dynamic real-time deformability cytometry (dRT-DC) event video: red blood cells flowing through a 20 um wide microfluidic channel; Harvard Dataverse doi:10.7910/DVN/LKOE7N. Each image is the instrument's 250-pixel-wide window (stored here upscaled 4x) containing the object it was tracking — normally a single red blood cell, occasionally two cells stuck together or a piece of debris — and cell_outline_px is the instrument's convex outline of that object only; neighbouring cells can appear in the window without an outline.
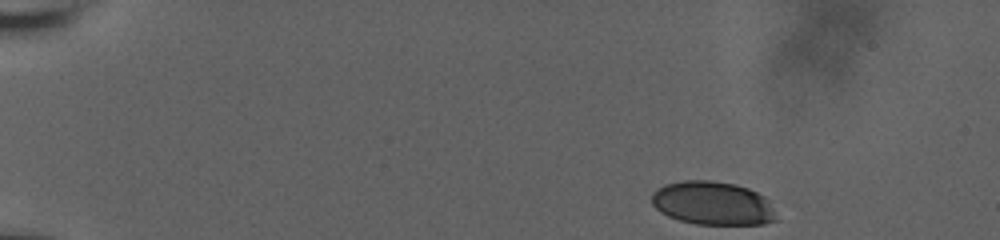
{"species": "human", "species_latin": "Homo sapiens", "temperature_condition": "room temperature", "stored_images_in_passage": 51, "camera_frame_rate_fps": 3000, "um_per_image_px": 0.085, "donor": {"sex": "male"}, "frame": {"image": 1, "passage_image": 1, "time_ms": 0.0, "image_size_px": [1000, 240], "cell_outline_px": [[776, 220], [764, 224], [696, 224], [680, 220], [668, 216], [660, 212], [652, 204], [652, 192], [656, 188], [664, 184], [684, 180], [712, 180], [736, 184], [748, 188], [764, 196], [772, 208]], "centroid_in_image_um": [60.53, 17.26], "position_along_channel_um": 24.5, "area_um2": 31.56}}
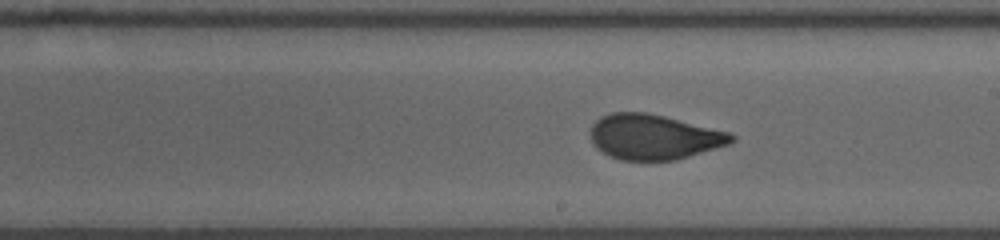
{"frame": {"image": 2, "passage_image": 28, "time_ms": 9.0, "image_size_px": [1000, 240], "cell_outline_px": [[736, 140], [728, 144], [676, 160], [620, 160], [596, 148], [588, 132], [592, 124], [600, 116], [612, 112], [644, 112], [664, 116], [728, 132], [736, 136]], "centroid_in_image_um": [55.53, 11.63], "position_along_channel_um": 233.5, "area_um2": 36.88}}
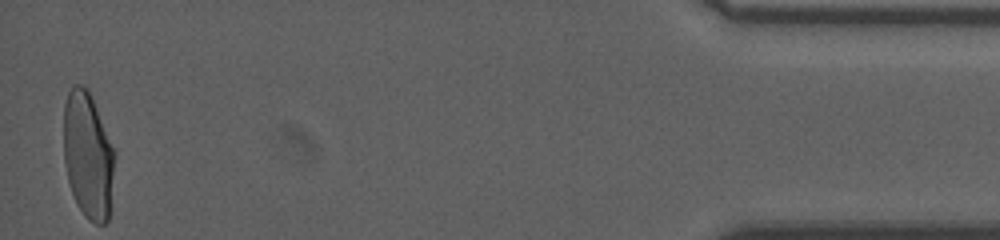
{"frame": {"image": 3, "passage_image": 50, "time_ms": 16.333, "image_size_px": [1000, 240], "cell_outline_px": [[116, 156], [108, 220], [104, 224], [96, 224], [88, 220], [84, 216], [72, 192], [68, 180], [64, 160], [64, 104], [68, 92], [76, 84], [80, 84], [88, 88], [116, 152]], "centroid_in_image_um": [7.5, 13.2], "position_along_channel_um": 427.7, "area_um2": 37.74}, "authors_computed_cell_mechanics": {"area_um2": 36.8186, "velocity_mm_per_s": 3.7083, "shape_relaxation_time_tau1_ms": 7.0555, "shape_relaxation_time_tau2_ms": null, "deformation_change_tau1": 0.2137, "deformation_change_tau2": null}}